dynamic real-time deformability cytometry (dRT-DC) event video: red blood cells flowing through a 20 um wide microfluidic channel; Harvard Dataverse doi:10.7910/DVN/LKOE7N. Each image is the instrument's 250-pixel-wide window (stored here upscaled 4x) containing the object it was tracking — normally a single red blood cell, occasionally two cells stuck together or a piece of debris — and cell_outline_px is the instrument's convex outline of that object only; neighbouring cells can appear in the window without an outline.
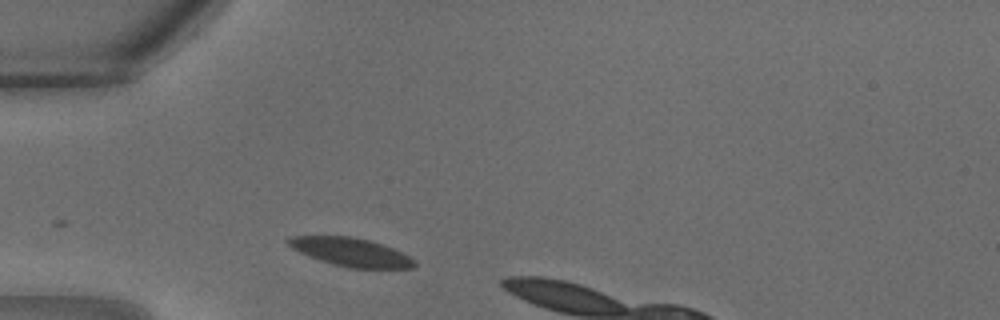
{"species": "common noctule bat (a hibernating species)", "species_latin": "Nyctalus noctula", "temperature_condition": "warm", "stored_images_in_passage": 3, "camera_frame_rate_fps": 3000, "um_per_image_px": 0.085, "animal": {"sex": "male", "body_mass_g": 18.8}, "frame": {"image": 1, "passage_image": 1, "time_ms": 0.0, "image_size_px": [1000, 320], "cell_outline_px": [[416, 268], [348, 268], [332, 264], [308, 256], [292, 248], [284, 240], [292, 236], [352, 236], [368, 240], [392, 248], [416, 260]], "centroid_in_image_um": [29.81, 21.43], "position_along_channel_um": 55.2, "area_um2": 20.81}}